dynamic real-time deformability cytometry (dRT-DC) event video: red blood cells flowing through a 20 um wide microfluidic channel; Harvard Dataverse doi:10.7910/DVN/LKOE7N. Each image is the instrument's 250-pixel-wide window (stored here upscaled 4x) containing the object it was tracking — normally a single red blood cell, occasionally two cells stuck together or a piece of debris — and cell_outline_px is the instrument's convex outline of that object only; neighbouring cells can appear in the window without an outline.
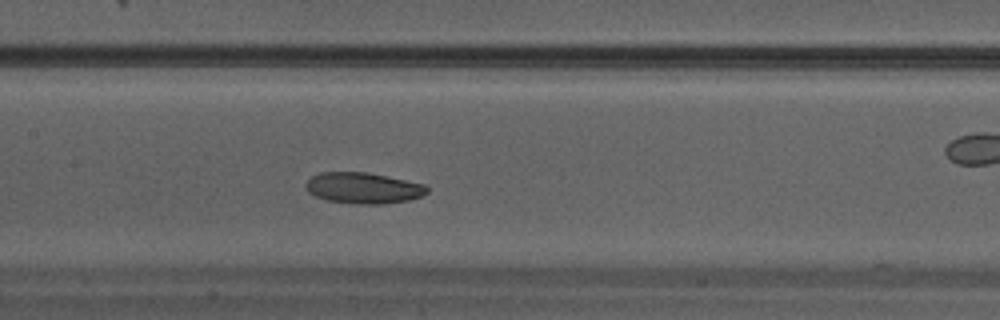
{"species": "Egyptian fruit bat (a non-hibernating species)", "species_latin": "Rousettus aegyptiacus", "temperature_condition": "warm", "stored_images_in_passage": 27, "camera_frame_rate_fps": 3000, "um_per_image_px": 0.085, "animal": {"sex": "male"}, "frame": {"image": 1, "passage_image": 8, "time_ms": 2.333, "image_size_px": [1000, 320], "cell_outline_px": [[428, 192], [420, 196], [408, 200], [384, 204], [356, 204], [328, 200], [316, 196], [308, 192], [304, 188], [304, 184], [312, 176], [320, 172], [364, 172], [388, 176], [424, 184], [428, 188]], "centroid_in_image_um": [30.85, 15.98], "position_along_channel_um": 176.5, "area_um2": 21.91}}